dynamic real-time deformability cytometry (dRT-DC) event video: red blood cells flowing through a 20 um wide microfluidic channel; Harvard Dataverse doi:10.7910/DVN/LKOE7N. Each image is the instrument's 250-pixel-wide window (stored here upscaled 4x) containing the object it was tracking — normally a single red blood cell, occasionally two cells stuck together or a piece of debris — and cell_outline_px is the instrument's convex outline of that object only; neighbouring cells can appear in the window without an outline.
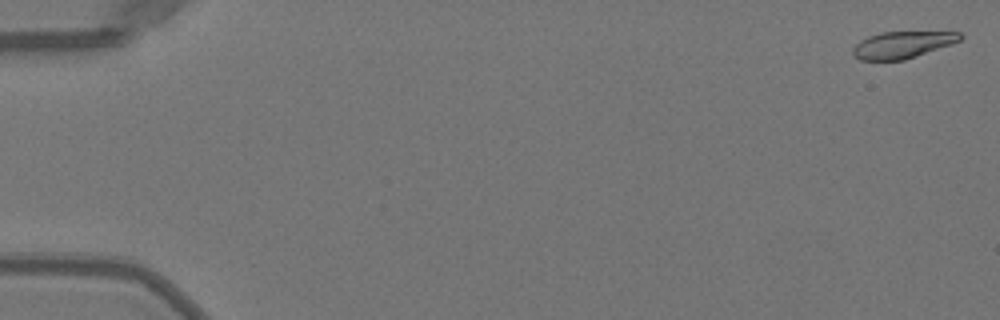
{"species": "Egyptian fruit bat (a non-hibernating species)", "species_latin": "Rousettus aegyptiacus", "temperature_condition": "warm", "stored_images_in_passage": 51, "camera_frame_rate_fps": 3000, "um_per_image_px": 0.085, "animal": {"sex": "female"}, "frame": {"image": 1, "passage_image": 1, "time_ms": 0.0, "image_size_px": [1000, 320], "cell_outline_px": [[964, 36], [960, 40], [952, 44], [904, 60], [860, 60], [852, 52], [852, 48], [860, 40], [868, 36], [880, 32], [960, 32]], "centroid_in_image_um": [76.7, 3.8], "position_along_channel_um": 8.3, "area_um2": 16.7}}
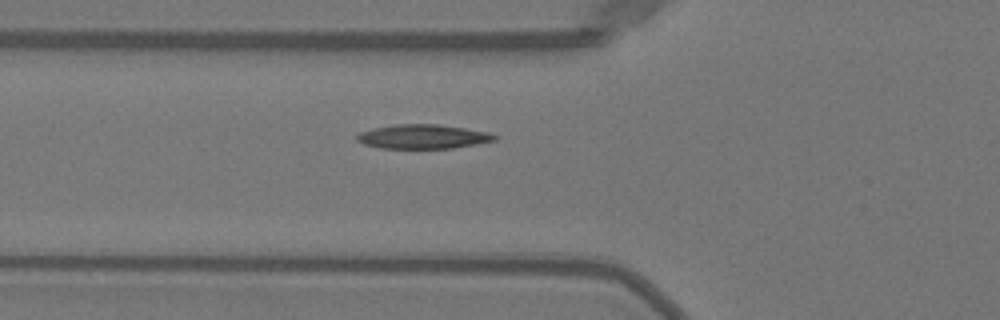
{"frame": {"image": 2, "passage_image": 19, "time_ms": 6.0, "image_size_px": [1000, 320], "cell_outline_px": [[500, 136], [496, 140], [476, 144], [452, 148], [380, 148], [364, 144], [356, 140], [356, 136], [360, 132], [372, 128], [396, 124], [436, 124], [464, 128], [488, 132]], "centroid_in_image_um": [35.95, 11.61], "position_along_channel_um": 89.9, "area_um2": 19.42}}
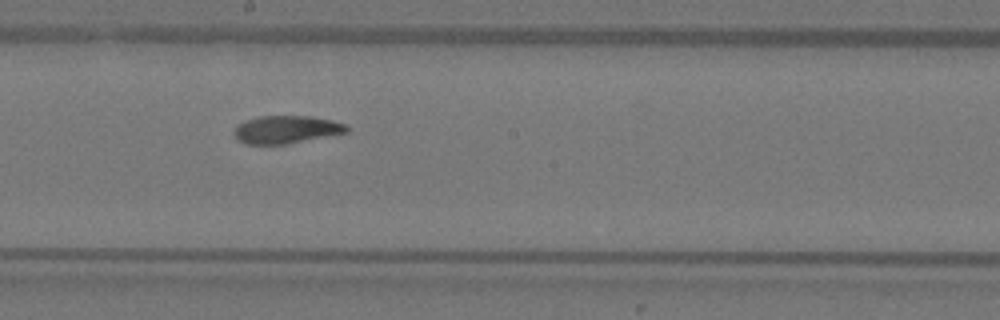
{"frame": {"image": 3, "passage_image": 29, "time_ms": 9.333, "image_size_px": [1000, 320], "cell_outline_px": [[348, 132], [288, 144], [244, 144], [232, 132], [236, 124], [244, 120], [260, 116], [312, 116], [332, 120], [348, 124]], "centroid_in_image_um": [24.33, 11.0], "position_along_channel_um": 223.9, "area_um2": 18.44}, "authors_computed_cell_mechanics": {"area_um2": 18.6694, "velocity_mm_per_s": 4.0031, "shape_relaxation_time_tau1_ms": 5.5092, "shape_relaxation_time_tau2_ms": 2.252, "deformation_change_tau1": 0.2058, "deformation_change_tau2": 0.0714}}